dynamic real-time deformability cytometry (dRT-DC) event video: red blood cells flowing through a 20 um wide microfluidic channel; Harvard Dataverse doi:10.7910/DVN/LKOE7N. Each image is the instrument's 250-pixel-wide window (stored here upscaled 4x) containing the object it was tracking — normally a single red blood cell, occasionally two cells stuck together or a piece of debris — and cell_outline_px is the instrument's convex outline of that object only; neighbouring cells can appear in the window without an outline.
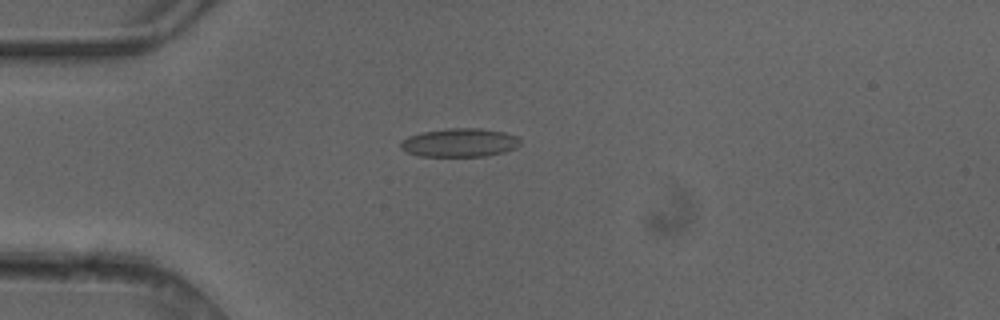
{"species": "common noctule bat (a hibernating species)", "species_latin": "Nyctalus noctula", "temperature_condition": "cold", "stored_images_in_passage": 4, "camera_frame_rate_fps": 3000, "um_per_image_px": 0.085, "animal": {"sex": "female"}, "frame": {"image": 1, "passage_image": 4, "time_ms": 1.0, "image_size_px": [1000, 320], "cell_outline_px": [[520, 144], [516, 148], [504, 152], [484, 156], [420, 156], [408, 152], [400, 148], [400, 140], [408, 136], [424, 132], [448, 128], [480, 128], [504, 132], [516, 136], [520, 140]], "centroid_in_image_um": [39.06, 12.12], "position_along_channel_um": 45.9, "area_um2": 19.88}}